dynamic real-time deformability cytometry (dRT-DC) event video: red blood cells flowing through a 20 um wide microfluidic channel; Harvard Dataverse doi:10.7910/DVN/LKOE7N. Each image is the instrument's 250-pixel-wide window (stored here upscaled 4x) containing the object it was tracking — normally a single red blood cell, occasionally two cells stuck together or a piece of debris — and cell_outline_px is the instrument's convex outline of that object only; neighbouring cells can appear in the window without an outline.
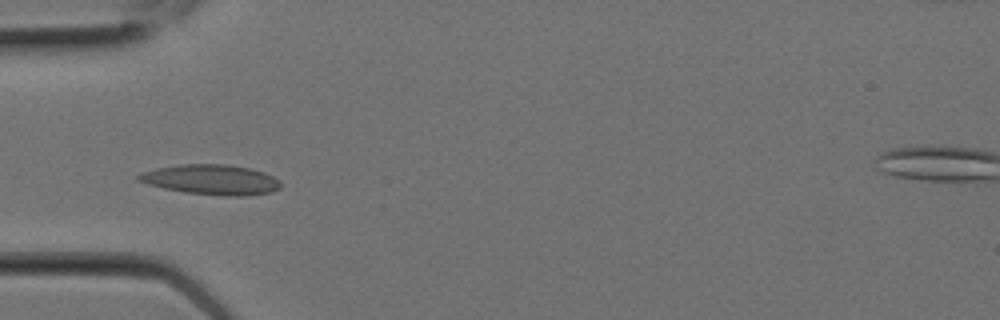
{"species": "Egyptian fruit bat (a non-hibernating species)", "species_latin": "Rousettus aegyptiacus", "temperature_condition": "room temperature", "stored_images_in_passage": 2, "camera_frame_rate_fps": 3000, "um_per_image_px": 0.085, "animal": {"sex": "female"}, "frame": {"image": 1, "passage_image": 1, "time_ms": 0.0, "image_size_px": [1000, 320], "cell_outline_px": [[280, 188], [272, 192], [248, 196], [224, 196], [184, 192], [164, 188], [148, 184], [136, 180], [136, 176], [140, 172], [156, 168], [180, 164], [228, 164], [248, 168], [264, 172], [280, 180]], "centroid_in_image_um": [17.95, 15.27], "position_along_channel_um": 67.1, "area_um2": 25.09}}
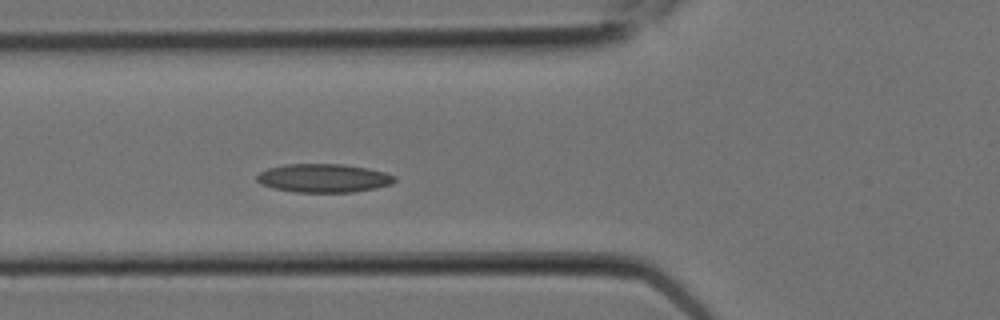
{"frame": {"image": 2, "passage_image": 2, "time_ms": 0.333, "image_size_px": [1000, 320], "cell_outline_px": [[396, 180], [392, 184], [376, 188], [352, 192], [296, 192], [272, 188], [260, 184], [256, 180], [256, 176], [260, 172], [268, 168], [284, 164], [344, 164], [368, 168], [384, 172], [396, 176]], "centroid_in_image_um": [27.5, 15.14], "position_along_channel_um": 98.3, "area_um2": 23.06}}